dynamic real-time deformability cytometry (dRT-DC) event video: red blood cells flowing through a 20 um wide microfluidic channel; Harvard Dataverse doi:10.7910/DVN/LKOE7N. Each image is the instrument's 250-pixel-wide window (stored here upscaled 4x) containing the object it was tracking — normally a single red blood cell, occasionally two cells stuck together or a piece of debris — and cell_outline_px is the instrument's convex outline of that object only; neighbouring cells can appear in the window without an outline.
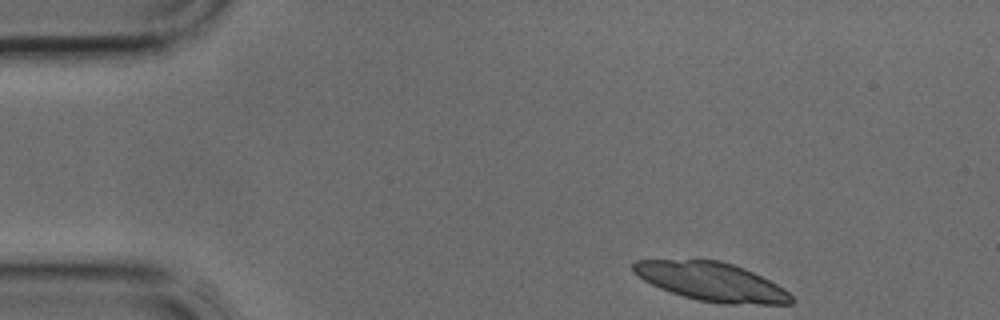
{"species": "common noctule bat (a hibernating species)", "species_latin": "Nyctalus noctula", "temperature_condition": "cold", "stored_images_in_passage": 22, "camera_frame_rate_fps": 3000, "um_per_image_px": 0.085, "animal": {"sex": "male", "body_mass_g": 17.9, "forearm_length_mm": 54.2}, "frame": {"image": 1, "passage_image": 1, "time_ms": 0.0, "image_size_px": [1000, 320], "cell_outline_px": [[796, 300], [792, 304], [720, 304], [696, 300], [660, 288], [644, 280], [632, 268], [632, 264], [636, 260], [720, 260], [744, 268], [784, 288]], "centroid_in_image_um": [60.52, 23.96], "position_along_channel_um": 24.5, "area_um2": 35.32}}